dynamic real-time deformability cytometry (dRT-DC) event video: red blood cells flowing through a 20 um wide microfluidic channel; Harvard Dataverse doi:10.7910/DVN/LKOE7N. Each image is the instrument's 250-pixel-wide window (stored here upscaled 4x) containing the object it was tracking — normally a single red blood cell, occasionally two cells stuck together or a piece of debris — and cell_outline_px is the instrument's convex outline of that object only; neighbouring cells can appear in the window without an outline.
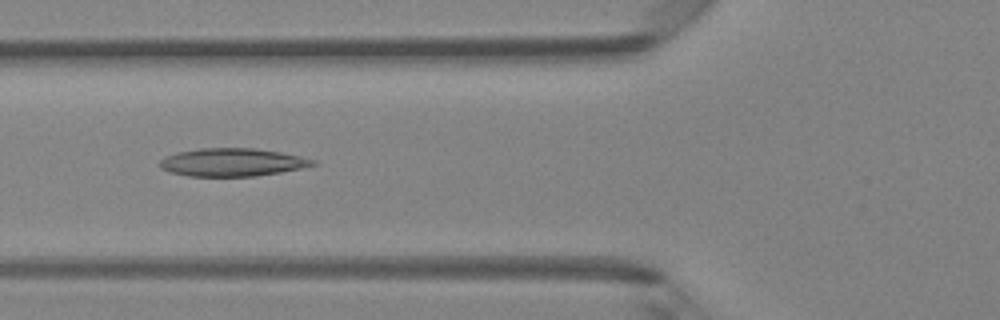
{"species": "Egyptian fruit bat (a non-hibernating species)", "species_latin": "Rousettus aegyptiacus", "temperature_condition": "room temperature", "stored_images_in_passage": 48, "camera_frame_rate_fps": 3000, "um_per_image_px": 0.085, "animal": {"sex": "female"}, "frame": {"image": 1, "passage_image": 18, "time_ms": 5.667, "image_size_px": [1000, 320], "cell_outline_px": [[316, 164], [300, 168], [280, 172], [256, 176], [188, 176], [172, 172], [160, 168], [160, 160], [164, 156], [180, 152], [200, 148], [252, 148], [280, 152], [300, 156], [316, 160]], "centroid_in_image_um": [19.73, 13.79], "position_along_channel_um": 106.1, "area_um2": 24.74}}
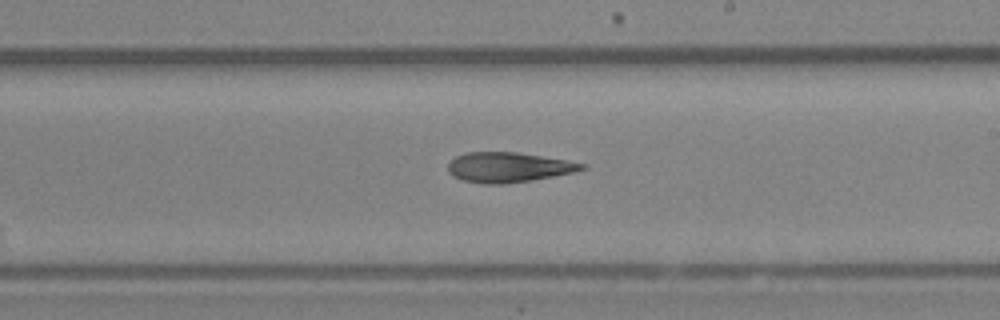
{"frame": {"image": 2, "passage_image": 28, "time_ms": 9.0, "image_size_px": [1000, 320], "cell_outline_px": [[588, 168], [572, 172], [532, 180], [504, 184], [484, 184], [464, 180], [452, 176], [448, 172], [448, 164], [456, 156], [468, 152], [516, 152], [588, 164]], "centroid_in_image_um": [43.2, 14.22], "position_along_channel_um": 245.8, "area_um2": 23.18}}
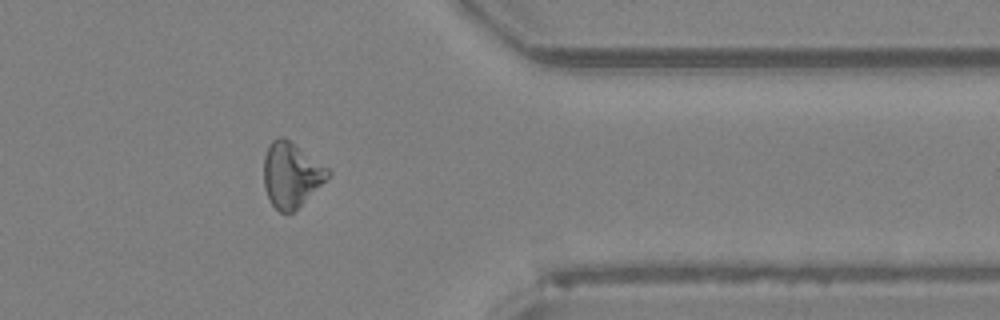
{"frame": {"image": 3, "passage_image": 39, "time_ms": 12.667, "image_size_px": [1000, 320], "cell_outline_px": [[332, 172], [292, 212], [280, 212], [272, 204], [264, 188], [264, 156], [268, 144], [276, 136], [284, 136], [328, 168]], "centroid_in_image_um": [24.7, 14.8], "position_along_channel_um": 386.7, "area_um2": 23.7}}